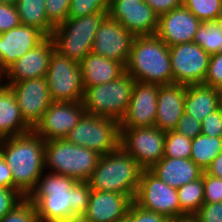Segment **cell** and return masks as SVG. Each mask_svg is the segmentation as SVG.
Segmentation results:
<instances>
[{
    "label": "cell",
    "instance_id": "cell-1",
    "mask_svg": "<svg viewBox=\"0 0 222 222\" xmlns=\"http://www.w3.org/2000/svg\"><path fill=\"white\" fill-rule=\"evenodd\" d=\"M90 191L88 182L45 170L28 198L40 222H76L88 208Z\"/></svg>",
    "mask_w": 222,
    "mask_h": 222
},
{
    "label": "cell",
    "instance_id": "cell-2",
    "mask_svg": "<svg viewBox=\"0 0 222 222\" xmlns=\"http://www.w3.org/2000/svg\"><path fill=\"white\" fill-rule=\"evenodd\" d=\"M45 141L32 129L0 139V154L10 167L13 189L28 197L45 171Z\"/></svg>",
    "mask_w": 222,
    "mask_h": 222
},
{
    "label": "cell",
    "instance_id": "cell-3",
    "mask_svg": "<svg viewBox=\"0 0 222 222\" xmlns=\"http://www.w3.org/2000/svg\"><path fill=\"white\" fill-rule=\"evenodd\" d=\"M125 67L135 81L158 85L173 83L169 46L157 35L135 36Z\"/></svg>",
    "mask_w": 222,
    "mask_h": 222
},
{
    "label": "cell",
    "instance_id": "cell-4",
    "mask_svg": "<svg viewBox=\"0 0 222 222\" xmlns=\"http://www.w3.org/2000/svg\"><path fill=\"white\" fill-rule=\"evenodd\" d=\"M142 170L137 161L119 146L100 156L87 182L92 190L120 193L133 201Z\"/></svg>",
    "mask_w": 222,
    "mask_h": 222
},
{
    "label": "cell",
    "instance_id": "cell-5",
    "mask_svg": "<svg viewBox=\"0 0 222 222\" xmlns=\"http://www.w3.org/2000/svg\"><path fill=\"white\" fill-rule=\"evenodd\" d=\"M101 155L64 139L45 141L44 159L46 172L62 174L87 182Z\"/></svg>",
    "mask_w": 222,
    "mask_h": 222
},
{
    "label": "cell",
    "instance_id": "cell-6",
    "mask_svg": "<svg viewBox=\"0 0 222 222\" xmlns=\"http://www.w3.org/2000/svg\"><path fill=\"white\" fill-rule=\"evenodd\" d=\"M108 12L68 18L54 27L51 39L55 51L76 62H81L92 51L95 35Z\"/></svg>",
    "mask_w": 222,
    "mask_h": 222
},
{
    "label": "cell",
    "instance_id": "cell-7",
    "mask_svg": "<svg viewBox=\"0 0 222 222\" xmlns=\"http://www.w3.org/2000/svg\"><path fill=\"white\" fill-rule=\"evenodd\" d=\"M134 83V78L125 71L108 83L84 87L82 103L86 113L120 123L127 112Z\"/></svg>",
    "mask_w": 222,
    "mask_h": 222
},
{
    "label": "cell",
    "instance_id": "cell-8",
    "mask_svg": "<svg viewBox=\"0 0 222 222\" xmlns=\"http://www.w3.org/2000/svg\"><path fill=\"white\" fill-rule=\"evenodd\" d=\"M65 139L105 155L120 146V123L113 118L85 113Z\"/></svg>",
    "mask_w": 222,
    "mask_h": 222
},
{
    "label": "cell",
    "instance_id": "cell-9",
    "mask_svg": "<svg viewBox=\"0 0 222 222\" xmlns=\"http://www.w3.org/2000/svg\"><path fill=\"white\" fill-rule=\"evenodd\" d=\"M133 202L172 221L187 217L180 209L177 188L169 186L150 170H142Z\"/></svg>",
    "mask_w": 222,
    "mask_h": 222
},
{
    "label": "cell",
    "instance_id": "cell-10",
    "mask_svg": "<svg viewBox=\"0 0 222 222\" xmlns=\"http://www.w3.org/2000/svg\"><path fill=\"white\" fill-rule=\"evenodd\" d=\"M46 79L52 101H82L84 78L79 62L54 51L50 59Z\"/></svg>",
    "mask_w": 222,
    "mask_h": 222
},
{
    "label": "cell",
    "instance_id": "cell-11",
    "mask_svg": "<svg viewBox=\"0 0 222 222\" xmlns=\"http://www.w3.org/2000/svg\"><path fill=\"white\" fill-rule=\"evenodd\" d=\"M165 134L155 126L120 128V146L143 170H150L164 157Z\"/></svg>",
    "mask_w": 222,
    "mask_h": 222
},
{
    "label": "cell",
    "instance_id": "cell-12",
    "mask_svg": "<svg viewBox=\"0 0 222 222\" xmlns=\"http://www.w3.org/2000/svg\"><path fill=\"white\" fill-rule=\"evenodd\" d=\"M173 83L180 85L203 84L210 55L195 42L169 47Z\"/></svg>",
    "mask_w": 222,
    "mask_h": 222
},
{
    "label": "cell",
    "instance_id": "cell-13",
    "mask_svg": "<svg viewBox=\"0 0 222 222\" xmlns=\"http://www.w3.org/2000/svg\"><path fill=\"white\" fill-rule=\"evenodd\" d=\"M2 83L11 89L24 121L33 129L53 102L46 77Z\"/></svg>",
    "mask_w": 222,
    "mask_h": 222
},
{
    "label": "cell",
    "instance_id": "cell-14",
    "mask_svg": "<svg viewBox=\"0 0 222 222\" xmlns=\"http://www.w3.org/2000/svg\"><path fill=\"white\" fill-rule=\"evenodd\" d=\"M85 113L82 101H53L33 130L44 141L64 139Z\"/></svg>",
    "mask_w": 222,
    "mask_h": 222
},
{
    "label": "cell",
    "instance_id": "cell-15",
    "mask_svg": "<svg viewBox=\"0 0 222 222\" xmlns=\"http://www.w3.org/2000/svg\"><path fill=\"white\" fill-rule=\"evenodd\" d=\"M108 16L135 36L156 35L159 16L144 0H110Z\"/></svg>",
    "mask_w": 222,
    "mask_h": 222
},
{
    "label": "cell",
    "instance_id": "cell-16",
    "mask_svg": "<svg viewBox=\"0 0 222 222\" xmlns=\"http://www.w3.org/2000/svg\"><path fill=\"white\" fill-rule=\"evenodd\" d=\"M134 39L133 33L129 32L120 22L107 16L95 35L91 52L126 66Z\"/></svg>",
    "mask_w": 222,
    "mask_h": 222
},
{
    "label": "cell",
    "instance_id": "cell-17",
    "mask_svg": "<svg viewBox=\"0 0 222 222\" xmlns=\"http://www.w3.org/2000/svg\"><path fill=\"white\" fill-rule=\"evenodd\" d=\"M159 85L135 81L120 128L152 127L157 113Z\"/></svg>",
    "mask_w": 222,
    "mask_h": 222
},
{
    "label": "cell",
    "instance_id": "cell-18",
    "mask_svg": "<svg viewBox=\"0 0 222 222\" xmlns=\"http://www.w3.org/2000/svg\"><path fill=\"white\" fill-rule=\"evenodd\" d=\"M54 51V42L50 36H47L38 46L26 52L7 68L2 82H18L46 77Z\"/></svg>",
    "mask_w": 222,
    "mask_h": 222
},
{
    "label": "cell",
    "instance_id": "cell-19",
    "mask_svg": "<svg viewBox=\"0 0 222 222\" xmlns=\"http://www.w3.org/2000/svg\"><path fill=\"white\" fill-rule=\"evenodd\" d=\"M201 23L183 5L159 16L156 35L169 47L194 42Z\"/></svg>",
    "mask_w": 222,
    "mask_h": 222
},
{
    "label": "cell",
    "instance_id": "cell-20",
    "mask_svg": "<svg viewBox=\"0 0 222 222\" xmlns=\"http://www.w3.org/2000/svg\"><path fill=\"white\" fill-rule=\"evenodd\" d=\"M132 202L127 195L91 189L88 208L79 221L118 222L127 216Z\"/></svg>",
    "mask_w": 222,
    "mask_h": 222
},
{
    "label": "cell",
    "instance_id": "cell-21",
    "mask_svg": "<svg viewBox=\"0 0 222 222\" xmlns=\"http://www.w3.org/2000/svg\"><path fill=\"white\" fill-rule=\"evenodd\" d=\"M47 36L37 27L20 24L0 33V50L3 56V76L7 68L29 50L38 46Z\"/></svg>",
    "mask_w": 222,
    "mask_h": 222
},
{
    "label": "cell",
    "instance_id": "cell-22",
    "mask_svg": "<svg viewBox=\"0 0 222 222\" xmlns=\"http://www.w3.org/2000/svg\"><path fill=\"white\" fill-rule=\"evenodd\" d=\"M186 85H159L154 126L163 131L174 130L184 113Z\"/></svg>",
    "mask_w": 222,
    "mask_h": 222
},
{
    "label": "cell",
    "instance_id": "cell-23",
    "mask_svg": "<svg viewBox=\"0 0 222 222\" xmlns=\"http://www.w3.org/2000/svg\"><path fill=\"white\" fill-rule=\"evenodd\" d=\"M150 171L174 188L201 178L204 172L191 159L169 157H163Z\"/></svg>",
    "mask_w": 222,
    "mask_h": 222
},
{
    "label": "cell",
    "instance_id": "cell-24",
    "mask_svg": "<svg viewBox=\"0 0 222 222\" xmlns=\"http://www.w3.org/2000/svg\"><path fill=\"white\" fill-rule=\"evenodd\" d=\"M84 87H91L115 80L126 71L124 64L105 58L94 52L89 53L80 63Z\"/></svg>",
    "mask_w": 222,
    "mask_h": 222
},
{
    "label": "cell",
    "instance_id": "cell-25",
    "mask_svg": "<svg viewBox=\"0 0 222 222\" xmlns=\"http://www.w3.org/2000/svg\"><path fill=\"white\" fill-rule=\"evenodd\" d=\"M220 108L218 88L204 84L186 86L184 112L202 122L210 113Z\"/></svg>",
    "mask_w": 222,
    "mask_h": 222
},
{
    "label": "cell",
    "instance_id": "cell-26",
    "mask_svg": "<svg viewBox=\"0 0 222 222\" xmlns=\"http://www.w3.org/2000/svg\"><path fill=\"white\" fill-rule=\"evenodd\" d=\"M32 128L24 121L11 89L0 84V139L24 134Z\"/></svg>",
    "mask_w": 222,
    "mask_h": 222
},
{
    "label": "cell",
    "instance_id": "cell-27",
    "mask_svg": "<svg viewBox=\"0 0 222 222\" xmlns=\"http://www.w3.org/2000/svg\"><path fill=\"white\" fill-rule=\"evenodd\" d=\"M15 6L21 24L37 27L46 36H51L54 26L47 19L45 0H18Z\"/></svg>",
    "mask_w": 222,
    "mask_h": 222
},
{
    "label": "cell",
    "instance_id": "cell-28",
    "mask_svg": "<svg viewBox=\"0 0 222 222\" xmlns=\"http://www.w3.org/2000/svg\"><path fill=\"white\" fill-rule=\"evenodd\" d=\"M221 152L222 137L199 134L192 139L190 159L204 172Z\"/></svg>",
    "mask_w": 222,
    "mask_h": 222
},
{
    "label": "cell",
    "instance_id": "cell-29",
    "mask_svg": "<svg viewBox=\"0 0 222 222\" xmlns=\"http://www.w3.org/2000/svg\"><path fill=\"white\" fill-rule=\"evenodd\" d=\"M180 209L186 216H193L204 204V185L202 177L177 188Z\"/></svg>",
    "mask_w": 222,
    "mask_h": 222
},
{
    "label": "cell",
    "instance_id": "cell-30",
    "mask_svg": "<svg viewBox=\"0 0 222 222\" xmlns=\"http://www.w3.org/2000/svg\"><path fill=\"white\" fill-rule=\"evenodd\" d=\"M194 42L210 56L222 51V23L217 21L202 22Z\"/></svg>",
    "mask_w": 222,
    "mask_h": 222
},
{
    "label": "cell",
    "instance_id": "cell-31",
    "mask_svg": "<svg viewBox=\"0 0 222 222\" xmlns=\"http://www.w3.org/2000/svg\"><path fill=\"white\" fill-rule=\"evenodd\" d=\"M192 139L176 132L166 131L164 157L190 159Z\"/></svg>",
    "mask_w": 222,
    "mask_h": 222
},
{
    "label": "cell",
    "instance_id": "cell-32",
    "mask_svg": "<svg viewBox=\"0 0 222 222\" xmlns=\"http://www.w3.org/2000/svg\"><path fill=\"white\" fill-rule=\"evenodd\" d=\"M222 0H184V6L201 22L217 21Z\"/></svg>",
    "mask_w": 222,
    "mask_h": 222
},
{
    "label": "cell",
    "instance_id": "cell-33",
    "mask_svg": "<svg viewBox=\"0 0 222 222\" xmlns=\"http://www.w3.org/2000/svg\"><path fill=\"white\" fill-rule=\"evenodd\" d=\"M0 222L40 221L37 217L35 204L28 197H23L6 215L3 216Z\"/></svg>",
    "mask_w": 222,
    "mask_h": 222
},
{
    "label": "cell",
    "instance_id": "cell-34",
    "mask_svg": "<svg viewBox=\"0 0 222 222\" xmlns=\"http://www.w3.org/2000/svg\"><path fill=\"white\" fill-rule=\"evenodd\" d=\"M110 0H71L68 18L108 12Z\"/></svg>",
    "mask_w": 222,
    "mask_h": 222
},
{
    "label": "cell",
    "instance_id": "cell-35",
    "mask_svg": "<svg viewBox=\"0 0 222 222\" xmlns=\"http://www.w3.org/2000/svg\"><path fill=\"white\" fill-rule=\"evenodd\" d=\"M71 0H45L48 21L55 27L68 19Z\"/></svg>",
    "mask_w": 222,
    "mask_h": 222
},
{
    "label": "cell",
    "instance_id": "cell-36",
    "mask_svg": "<svg viewBox=\"0 0 222 222\" xmlns=\"http://www.w3.org/2000/svg\"><path fill=\"white\" fill-rule=\"evenodd\" d=\"M204 204L222 202V178L203 172Z\"/></svg>",
    "mask_w": 222,
    "mask_h": 222
},
{
    "label": "cell",
    "instance_id": "cell-37",
    "mask_svg": "<svg viewBox=\"0 0 222 222\" xmlns=\"http://www.w3.org/2000/svg\"><path fill=\"white\" fill-rule=\"evenodd\" d=\"M204 85L220 89L222 87V51L211 55Z\"/></svg>",
    "mask_w": 222,
    "mask_h": 222
},
{
    "label": "cell",
    "instance_id": "cell-38",
    "mask_svg": "<svg viewBox=\"0 0 222 222\" xmlns=\"http://www.w3.org/2000/svg\"><path fill=\"white\" fill-rule=\"evenodd\" d=\"M127 217L132 222H172L163 215L140 208L134 202L129 206Z\"/></svg>",
    "mask_w": 222,
    "mask_h": 222
},
{
    "label": "cell",
    "instance_id": "cell-39",
    "mask_svg": "<svg viewBox=\"0 0 222 222\" xmlns=\"http://www.w3.org/2000/svg\"><path fill=\"white\" fill-rule=\"evenodd\" d=\"M201 134L222 137V108L210 113L201 122Z\"/></svg>",
    "mask_w": 222,
    "mask_h": 222
},
{
    "label": "cell",
    "instance_id": "cell-40",
    "mask_svg": "<svg viewBox=\"0 0 222 222\" xmlns=\"http://www.w3.org/2000/svg\"><path fill=\"white\" fill-rule=\"evenodd\" d=\"M21 24L15 5L0 2V33L16 28Z\"/></svg>",
    "mask_w": 222,
    "mask_h": 222
},
{
    "label": "cell",
    "instance_id": "cell-41",
    "mask_svg": "<svg viewBox=\"0 0 222 222\" xmlns=\"http://www.w3.org/2000/svg\"><path fill=\"white\" fill-rule=\"evenodd\" d=\"M192 217L197 222H222V202L203 204Z\"/></svg>",
    "mask_w": 222,
    "mask_h": 222
},
{
    "label": "cell",
    "instance_id": "cell-42",
    "mask_svg": "<svg viewBox=\"0 0 222 222\" xmlns=\"http://www.w3.org/2000/svg\"><path fill=\"white\" fill-rule=\"evenodd\" d=\"M174 130L187 138L194 139L201 134V122L184 112Z\"/></svg>",
    "mask_w": 222,
    "mask_h": 222
},
{
    "label": "cell",
    "instance_id": "cell-43",
    "mask_svg": "<svg viewBox=\"0 0 222 222\" xmlns=\"http://www.w3.org/2000/svg\"><path fill=\"white\" fill-rule=\"evenodd\" d=\"M23 196L13 188L0 187V220L6 215Z\"/></svg>",
    "mask_w": 222,
    "mask_h": 222
},
{
    "label": "cell",
    "instance_id": "cell-44",
    "mask_svg": "<svg viewBox=\"0 0 222 222\" xmlns=\"http://www.w3.org/2000/svg\"><path fill=\"white\" fill-rule=\"evenodd\" d=\"M144 2H146L158 16L184 4V0H144Z\"/></svg>",
    "mask_w": 222,
    "mask_h": 222
},
{
    "label": "cell",
    "instance_id": "cell-45",
    "mask_svg": "<svg viewBox=\"0 0 222 222\" xmlns=\"http://www.w3.org/2000/svg\"><path fill=\"white\" fill-rule=\"evenodd\" d=\"M0 187L13 188V177L10 167L0 154Z\"/></svg>",
    "mask_w": 222,
    "mask_h": 222
},
{
    "label": "cell",
    "instance_id": "cell-46",
    "mask_svg": "<svg viewBox=\"0 0 222 222\" xmlns=\"http://www.w3.org/2000/svg\"><path fill=\"white\" fill-rule=\"evenodd\" d=\"M205 173L217 178H222V152L213 160Z\"/></svg>",
    "mask_w": 222,
    "mask_h": 222
},
{
    "label": "cell",
    "instance_id": "cell-47",
    "mask_svg": "<svg viewBox=\"0 0 222 222\" xmlns=\"http://www.w3.org/2000/svg\"><path fill=\"white\" fill-rule=\"evenodd\" d=\"M172 222H197V221H196L193 217L187 216V217H185V218L176 219V220H174V221H172Z\"/></svg>",
    "mask_w": 222,
    "mask_h": 222
},
{
    "label": "cell",
    "instance_id": "cell-48",
    "mask_svg": "<svg viewBox=\"0 0 222 222\" xmlns=\"http://www.w3.org/2000/svg\"><path fill=\"white\" fill-rule=\"evenodd\" d=\"M18 0H0L1 3L6 5H16Z\"/></svg>",
    "mask_w": 222,
    "mask_h": 222
},
{
    "label": "cell",
    "instance_id": "cell-49",
    "mask_svg": "<svg viewBox=\"0 0 222 222\" xmlns=\"http://www.w3.org/2000/svg\"><path fill=\"white\" fill-rule=\"evenodd\" d=\"M0 77H3V56H2V52L0 50Z\"/></svg>",
    "mask_w": 222,
    "mask_h": 222
},
{
    "label": "cell",
    "instance_id": "cell-50",
    "mask_svg": "<svg viewBox=\"0 0 222 222\" xmlns=\"http://www.w3.org/2000/svg\"><path fill=\"white\" fill-rule=\"evenodd\" d=\"M218 21L220 23H222V3H221V8H220V13H219V16H218Z\"/></svg>",
    "mask_w": 222,
    "mask_h": 222
},
{
    "label": "cell",
    "instance_id": "cell-51",
    "mask_svg": "<svg viewBox=\"0 0 222 222\" xmlns=\"http://www.w3.org/2000/svg\"><path fill=\"white\" fill-rule=\"evenodd\" d=\"M220 94V107L222 108V87L219 89Z\"/></svg>",
    "mask_w": 222,
    "mask_h": 222
},
{
    "label": "cell",
    "instance_id": "cell-52",
    "mask_svg": "<svg viewBox=\"0 0 222 222\" xmlns=\"http://www.w3.org/2000/svg\"><path fill=\"white\" fill-rule=\"evenodd\" d=\"M118 222H132L127 216Z\"/></svg>",
    "mask_w": 222,
    "mask_h": 222
}]
</instances>
